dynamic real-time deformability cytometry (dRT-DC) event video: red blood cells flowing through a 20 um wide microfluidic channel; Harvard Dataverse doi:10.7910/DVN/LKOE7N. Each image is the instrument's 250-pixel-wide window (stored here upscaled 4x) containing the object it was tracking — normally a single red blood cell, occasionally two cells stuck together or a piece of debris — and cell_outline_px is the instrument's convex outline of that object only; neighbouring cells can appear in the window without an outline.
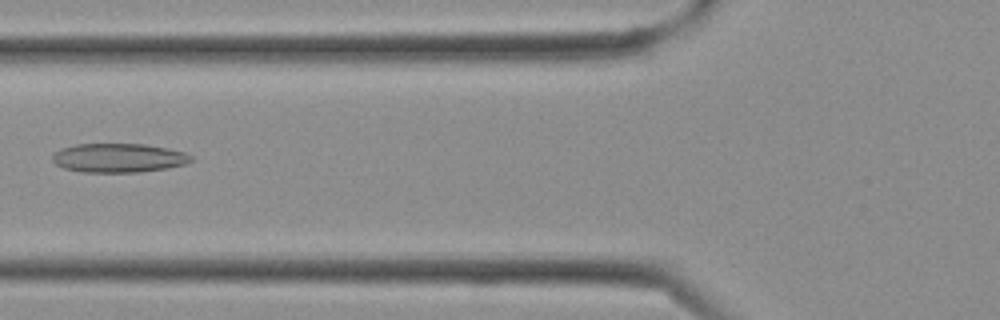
{"species": "Egyptian fruit bat (a non-hibernating species)", "species_latin": "Rousettus aegyptiacus", "temperature_condition": "cold", "stored_images_in_passage": 30, "camera_frame_rate_fps": 3000, "um_per_image_px": 0.085, "frame": {"image": 1, "passage_image": 11, "time_ms": 3.333, "image_size_px": [1000, 320], "cell_outline_px": [[192, 160], [184, 164], [168, 168], [140, 172], [84, 172], [64, 168], [56, 164], [52, 160], [52, 156], [60, 148], [76, 144], [144, 144], [168, 148], [184, 152], [192, 156]], "centroid_in_image_um": [10.08, 13.42], "position_along_channel_um": 115.7, "area_um2": 23.41}}
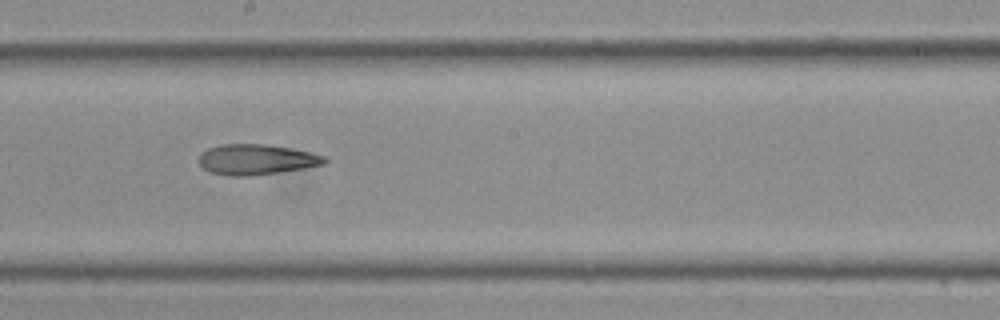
{"frame": {"image": 2, "passage_image": 16, "time_ms": 5.0, "image_size_px": [1000, 320], "cell_outline_px": [[328, 160], [324, 164], [304, 168], [252, 176], [228, 176], [208, 172], [200, 168], [200, 152], [208, 148], [224, 144], [264, 144], [288, 148], [308, 152], [324, 156]], "centroid_in_image_um": [21.73, 13.57], "position_along_channel_um": 226.5, "area_um2": 22.25}}
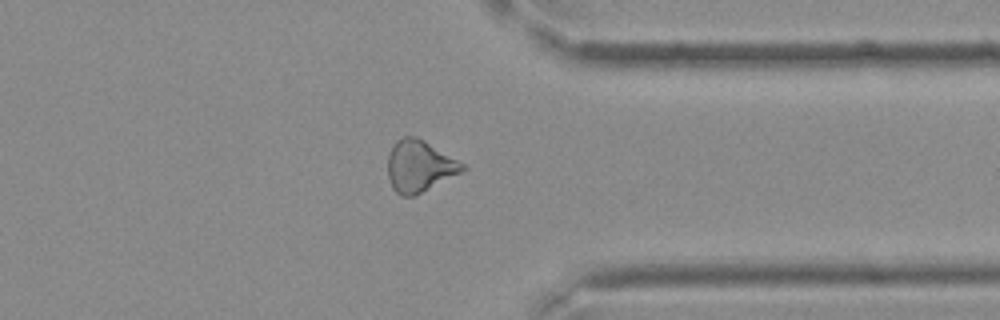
{"frame": {"image": 3, "passage_image": 23, "time_ms": 7.333, "image_size_px": [1000, 320], "cell_outline_px": [[468, 168], [416, 196], [400, 196], [392, 188], [388, 176], [388, 156], [392, 148], [404, 136], [416, 136], [424, 140], [464, 164]], "centroid_in_image_um": [35.65, 14.15], "position_along_channel_um": 375.8, "area_um2": 22.2}}